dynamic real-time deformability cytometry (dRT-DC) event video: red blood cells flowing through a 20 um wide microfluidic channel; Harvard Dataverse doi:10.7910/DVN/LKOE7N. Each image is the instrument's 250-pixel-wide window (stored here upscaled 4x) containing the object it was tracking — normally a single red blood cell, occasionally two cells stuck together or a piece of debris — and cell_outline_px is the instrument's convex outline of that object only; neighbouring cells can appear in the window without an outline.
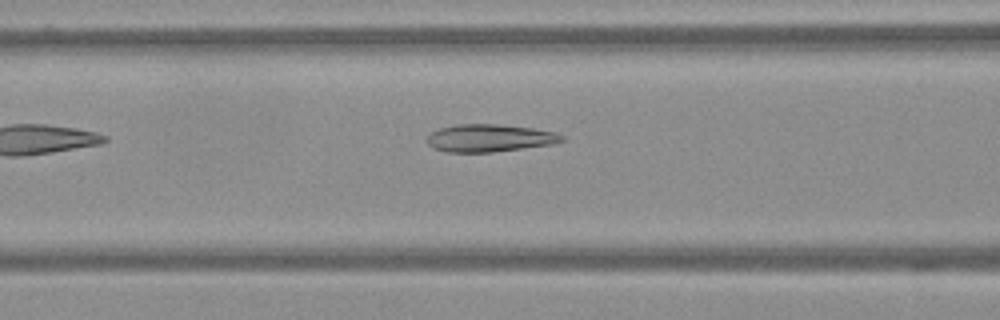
{"species": "Egyptian fruit bat (a non-hibernating species)", "species_latin": "Rousettus aegyptiacus", "temperature_condition": "warm", "stored_images_in_passage": 42, "camera_frame_rate_fps": 3000, "um_per_image_px": 0.085, "frame": {"image": 1, "passage_image": 6, "time_ms": 1.667, "image_size_px": [1000, 320], "cell_outline_px": [[564, 140], [552, 144], [492, 152], [444, 152], [432, 148], [428, 144], [428, 136], [432, 132], [440, 128], [456, 124], [496, 124], [532, 128], [556, 132], [564, 136]], "centroid_in_image_um": [41.59, 11.73], "position_along_channel_um": 125.0, "area_um2": 21.56}}
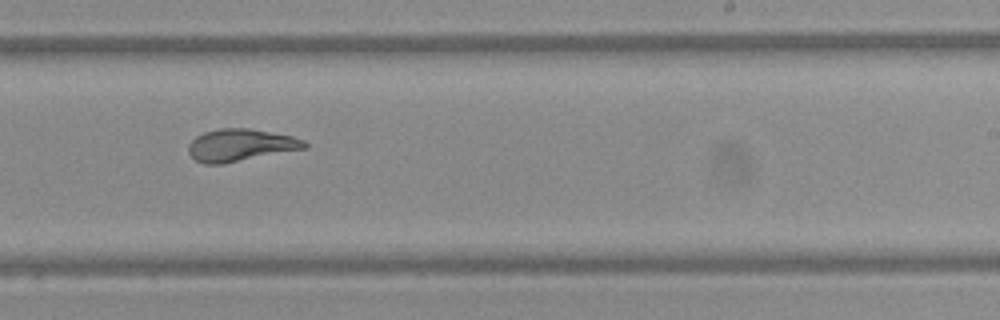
{"frame": {"image": 2, "passage_image": 19, "time_ms": 6.0, "image_size_px": [1000, 320], "cell_outline_px": [[308, 148], [220, 164], [204, 164], [196, 160], [188, 152], [188, 144], [196, 136], [204, 132], [220, 128], [248, 128], [292, 136], [304, 140], [308, 144]], "centroid_in_image_um": [20.44, 12.33], "position_along_channel_um": 268.6, "area_um2": 21.73}}
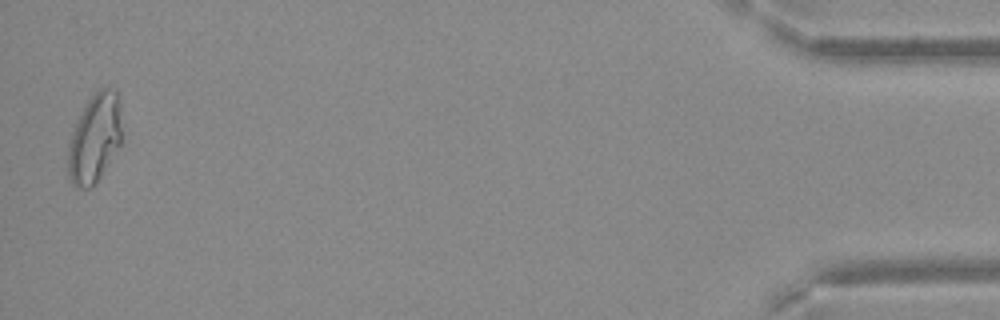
{"frame": {"image": 3, "passage_image": 41, "time_ms": 13.333, "image_size_px": [1000, 320], "cell_outline_px": [[120, 144], [100, 176], [88, 188], [80, 188], [72, 184], [68, 176], [68, 144], [72, 132], [84, 104], [100, 88], [108, 88], [116, 92], [120, 128]], "centroid_in_image_um": [7.99, 11.78], "position_along_channel_um": 427.2, "area_um2": 26.93}}